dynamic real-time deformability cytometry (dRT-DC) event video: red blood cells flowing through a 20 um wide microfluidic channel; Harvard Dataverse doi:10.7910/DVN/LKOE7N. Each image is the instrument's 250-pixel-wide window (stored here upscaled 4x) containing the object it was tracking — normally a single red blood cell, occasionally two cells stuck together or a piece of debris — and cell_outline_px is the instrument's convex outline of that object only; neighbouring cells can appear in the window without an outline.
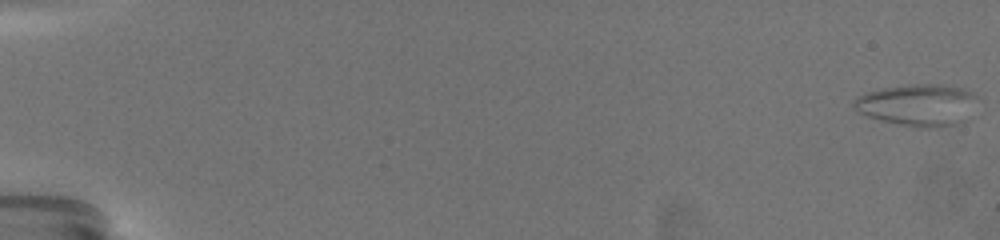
{"species": "common noctule bat (a hibernating species)", "species_latin": "Nyctalus noctula", "temperature_condition": "warm", "stored_images_in_passage": 13, "camera_frame_rate_fps": 3000, "um_per_image_px": 0.085, "animal": {"sex": "female", "body_mass_g": 19.5, "forearm_length_mm": 54.1}, "frame": {"image": 1, "passage_image": 1, "time_ms": 0.0, "image_size_px": [1000, 240], "cell_outline_px": [[976, 96], [968, 120], [956, 124], [928, 128], [900, 124], [880, 120], [868, 116], [852, 108], [852, 100], [856, 96], [868, 92], [884, 88], [912, 84], [940, 84], [964, 88], [972, 92]], "centroid_in_image_um": [77.99, 8.91], "position_along_channel_um": 7.0, "area_um2": 30.0}}